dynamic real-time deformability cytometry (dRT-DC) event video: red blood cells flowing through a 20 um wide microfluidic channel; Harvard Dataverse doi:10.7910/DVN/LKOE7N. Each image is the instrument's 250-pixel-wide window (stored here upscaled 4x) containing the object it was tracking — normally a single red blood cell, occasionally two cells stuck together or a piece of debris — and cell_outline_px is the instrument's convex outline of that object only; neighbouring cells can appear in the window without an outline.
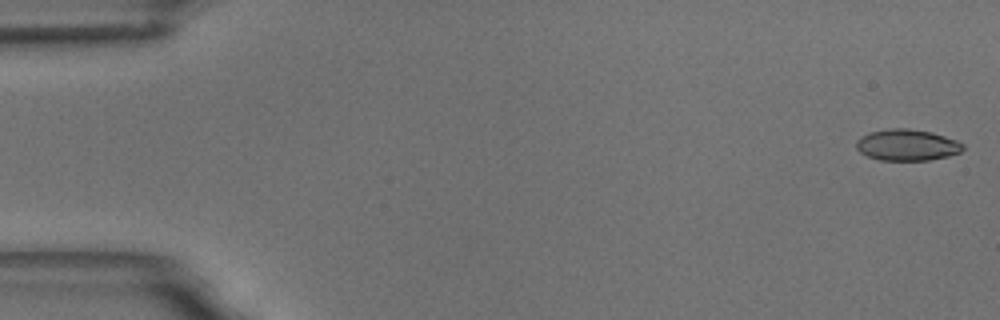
{"species": "common noctule bat (a hibernating species)", "species_latin": "Nyctalus noctula", "temperature_condition": "room temperature", "stored_images_in_passage": 57, "camera_frame_rate_fps": 3000, "um_per_image_px": 0.085, "animal": {"sex": "male", "body_mass_g": 18.8}, "frame": {"image": 1, "passage_image": 1, "time_ms": 0.0, "image_size_px": [1000, 320], "cell_outline_px": [[964, 148], [960, 152], [948, 156], [928, 160], [880, 160], [868, 156], [860, 152], [856, 148], [856, 140], [868, 132], [888, 128], [908, 128], [932, 132], [956, 140], [964, 144]], "centroid_in_image_um": [77.09, 12.31], "position_along_channel_um": 7.9, "area_um2": 19.54}}
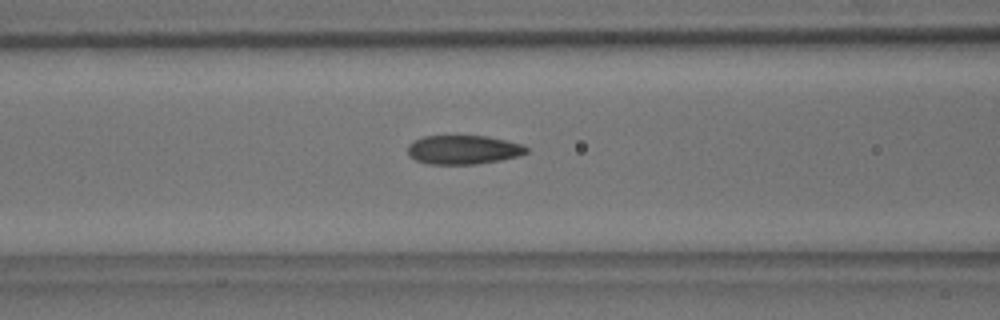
{"frame": {"image": 2, "passage_image": 23, "time_ms": 7.333, "image_size_px": [1000, 320], "cell_outline_px": [[528, 152], [520, 156], [500, 160], [476, 164], [428, 164], [416, 160], [408, 156], [408, 144], [424, 136], [488, 136], [524, 144], [528, 148]], "centroid_in_image_um": [39.41, 12.73], "position_along_channel_um": 127.2, "area_um2": 20.17}}
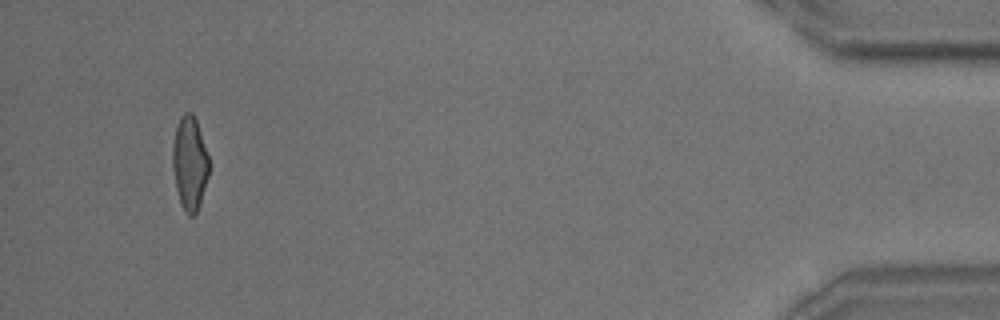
{"frame": {"image": 3, "passage_image": 54, "time_ms": 17.667, "image_size_px": [1000, 320], "cell_outline_px": [[208, 176], [200, 204], [196, 212], [192, 216], [188, 216], [184, 212], [180, 204], [176, 188], [172, 168], [172, 144], [176, 128], [180, 116], [184, 112], [192, 112], [196, 120], [208, 156]], "centroid_in_image_um": [16.1, 13.89], "position_along_channel_um": 419.1, "area_um2": 19.88}, "authors_computed_cell_mechanics": {"area_um2": 19.8832, "velocity_mm_per_s": 3.5346, "shape_relaxation_time_tau1_ms": 5.7751, "shape_relaxation_time_tau2_ms": 1.4297, "deformation_change_tau1": 0.1787, "deformation_change_tau2": 0.078}}